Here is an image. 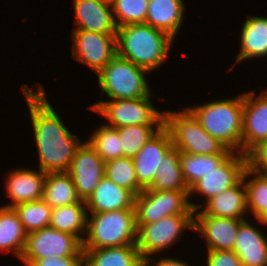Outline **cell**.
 <instances>
[{"mask_svg": "<svg viewBox=\"0 0 267 266\" xmlns=\"http://www.w3.org/2000/svg\"><path fill=\"white\" fill-rule=\"evenodd\" d=\"M146 96L138 99H115L100 101L90 109L104 115L110 122L107 126L119 128L131 125H164V113L156 110Z\"/></svg>", "mask_w": 267, "mask_h": 266, "instance_id": "9c48e42d", "label": "cell"}, {"mask_svg": "<svg viewBox=\"0 0 267 266\" xmlns=\"http://www.w3.org/2000/svg\"><path fill=\"white\" fill-rule=\"evenodd\" d=\"M147 69L116 55L98 74L101 92L112 99H138L151 95Z\"/></svg>", "mask_w": 267, "mask_h": 266, "instance_id": "8992f818", "label": "cell"}, {"mask_svg": "<svg viewBox=\"0 0 267 266\" xmlns=\"http://www.w3.org/2000/svg\"><path fill=\"white\" fill-rule=\"evenodd\" d=\"M247 166L255 172L267 175V141L261 142L247 154Z\"/></svg>", "mask_w": 267, "mask_h": 266, "instance_id": "d590c367", "label": "cell"}, {"mask_svg": "<svg viewBox=\"0 0 267 266\" xmlns=\"http://www.w3.org/2000/svg\"><path fill=\"white\" fill-rule=\"evenodd\" d=\"M76 13L75 30H85L108 35H116L118 26L115 23L112 8L104 0H74Z\"/></svg>", "mask_w": 267, "mask_h": 266, "instance_id": "e0dca14e", "label": "cell"}, {"mask_svg": "<svg viewBox=\"0 0 267 266\" xmlns=\"http://www.w3.org/2000/svg\"><path fill=\"white\" fill-rule=\"evenodd\" d=\"M38 172V173H37ZM32 170H14L7 178V196L13 201L6 207H14L25 202L38 201L43 198L46 172Z\"/></svg>", "mask_w": 267, "mask_h": 266, "instance_id": "d6986e66", "label": "cell"}, {"mask_svg": "<svg viewBox=\"0 0 267 266\" xmlns=\"http://www.w3.org/2000/svg\"><path fill=\"white\" fill-rule=\"evenodd\" d=\"M112 12H115V23L118 27L129 24H146L149 0H112ZM118 17L117 22L115 17Z\"/></svg>", "mask_w": 267, "mask_h": 266, "instance_id": "836d02e7", "label": "cell"}, {"mask_svg": "<svg viewBox=\"0 0 267 266\" xmlns=\"http://www.w3.org/2000/svg\"><path fill=\"white\" fill-rule=\"evenodd\" d=\"M241 50L236 63L253 57L267 56V18L251 16L241 30Z\"/></svg>", "mask_w": 267, "mask_h": 266, "instance_id": "cb8c5ba5", "label": "cell"}, {"mask_svg": "<svg viewBox=\"0 0 267 266\" xmlns=\"http://www.w3.org/2000/svg\"><path fill=\"white\" fill-rule=\"evenodd\" d=\"M231 154L193 155L180 152L182 176L188 188L212 169L219 167Z\"/></svg>", "mask_w": 267, "mask_h": 266, "instance_id": "f1b7e54d", "label": "cell"}, {"mask_svg": "<svg viewBox=\"0 0 267 266\" xmlns=\"http://www.w3.org/2000/svg\"><path fill=\"white\" fill-rule=\"evenodd\" d=\"M13 208L27 233L50 225L52 208L43 199L21 203Z\"/></svg>", "mask_w": 267, "mask_h": 266, "instance_id": "f546056e", "label": "cell"}, {"mask_svg": "<svg viewBox=\"0 0 267 266\" xmlns=\"http://www.w3.org/2000/svg\"><path fill=\"white\" fill-rule=\"evenodd\" d=\"M156 266H189L185 262H182L181 260H176V259H169V258H162L157 261L156 263L154 262V265Z\"/></svg>", "mask_w": 267, "mask_h": 266, "instance_id": "f35d334b", "label": "cell"}, {"mask_svg": "<svg viewBox=\"0 0 267 266\" xmlns=\"http://www.w3.org/2000/svg\"><path fill=\"white\" fill-rule=\"evenodd\" d=\"M51 208L78 203V197L72 177L67 172H47L43 198Z\"/></svg>", "mask_w": 267, "mask_h": 266, "instance_id": "d4e9b609", "label": "cell"}, {"mask_svg": "<svg viewBox=\"0 0 267 266\" xmlns=\"http://www.w3.org/2000/svg\"><path fill=\"white\" fill-rule=\"evenodd\" d=\"M87 217L82 249L113 248L136 244L135 209L91 213Z\"/></svg>", "mask_w": 267, "mask_h": 266, "instance_id": "277c9868", "label": "cell"}, {"mask_svg": "<svg viewBox=\"0 0 267 266\" xmlns=\"http://www.w3.org/2000/svg\"><path fill=\"white\" fill-rule=\"evenodd\" d=\"M255 175L244 185L246 187L247 208L255 218L267 210V175L260 174L248 167V175Z\"/></svg>", "mask_w": 267, "mask_h": 266, "instance_id": "e575fe53", "label": "cell"}, {"mask_svg": "<svg viewBox=\"0 0 267 266\" xmlns=\"http://www.w3.org/2000/svg\"><path fill=\"white\" fill-rule=\"evenodd\" d=\"M183 0H149L146 24L174 38L182 24Z\"/></svg>", "mask_w": 267, "mask_h": 266, "instance_id": "7402d4cb", "label": "cell"}, {"mask_svg": "<svg viewBox=\"0 0 267 266\" xmlns=\"http://www.w3.org/2000/svg\"><path fill=\"white\" fill-rule=\"evenodd\" d=\"M164 126L170 131L173 146L179 152L193 155L233 153L204 131L199 121L187 108L178 113L165 111Z\"/></svg>", "mask_w": 267, "mask_h": 266, "instance_id": "5b68a950", "label": "cell"}, {"mask_svg": "<svg viewBox=\"0 0 267 266\" xmlns=\"http://www.w3.org/2000/svg\"><path fill=\"white\" fill-rule=\"evenodd\" d=\"M84 207H87L86 201L81 200L71 205L52 208L49 226L61 232L72 234L83 242L84 238L80 234L85 233L86 235L88 217Z\"/></svg>", "mask_w": 267, "mask_h": 266, "instance_id": "484cf974", "label": "cell"}, {"mask_svg": "<svg viewBox=\"0 0 267 266\" xmlns=\"http://www.w3.org/2000/svg\"><path fill=\"white\" fill-rule=\"evenodd\" d=\"M153 127V125H131L117 128L123 157L134 158L161 128L153 129Z\"/></svg>", "mask_w": 267, "mask_h": 266, "instance_id": "1f68e13d", "label": "cell"}, {"mask_svg": "<svg viewBox=\"0 0 267 266\" xmlns=\"http://www.w3.org/2000/svg\"><path fill=\"white\" fill-rule=\"evenodd\" d=\"M232 251L243 266H267V239L245 220L239 225Z\"/></svg>", "mask_w": 267, "mask_h": 266, "instance_id": "ffe728a7", "label": "cell"}, {"mask_svg": "<svg viewBox=\"0 0 267 266\" xmlns=\"http://www.w3.org/2000/svg\"><path fill=\"white\" fill-rule=\"evenodd\" d=\"M180 152L172 147L164 156L150 190L189 191L182 176Z\"/></svg>", "mask_w": 267, "mask_h": 266, "instance_id": "83f0119b", "label": "cell"}, {"mask_svg": "<svg viewBox=\"0 0 267 266\" xmlns=\"http://www.w3.org/2000/svg\"><path fill=\"white\" fill-rule=\"evenodd\" d=\"M173 38L148 24L120 26L116 33L117 55L151 71L165 61Z\"/></svg>", "mask_w": 267, "mask_h": 266, "instance_id": "7a4b0ae2", "label": "cell"}, {"mask_svg": "<svg viewBox=\"0 0 267 266\" xmlns=\"http://www.w3.org/2000/svg\"><path fill=\"white\" fill-rule=\"evenodd\" d=\"M28 102L34 138L39 156V169L43 172H67L77 148L81 145L72 135L45 97L40 85L38 92L22 85Z\"/></svg>", "mask_w": 267, "mask_h": 266, "instance_id": "6da1fadb", "label": "cell"}, {"mask_svg": "<svg viewBox=\"0 0 267 266\" xmlns=\"http://www.w3.org/2000/svg\"><path fill=\"white\" fill-rule=\"evenodd\" d=\"M194 216L193 230L206 238L208 250H233L243 220L210 215Z\"/></svg>", "mask_w": 267, "mask_h": 266, "instance_id": "2e32d148", "label": "cell"}, {"mask_svg": "<svg viewBox=\"0 0 267 266\" xmlns=\"http://www.w3.org/2000/svg\"><path fill=\"white\" fill-rule=\"evenodd\" d=\"M135 195L127 189L118 186L107 177H103L86 200L91 213L109 212L121 209H135Z\"/></svg>", "mask_w": 267, "mask_h": 266, "instance_id": "44dd1931", "label": "cell"}, {"mask_svg": "<svg viewBox=\"0 0 267 266\" xmlns=\"http://www.w3.org/2000/svg\"><path fill=\"white\" fill-rule=\"evenodd\" d=\"M83 251L84 266H142L145 263L136 245Z\"/></svg>", "mask_w": 267, "mask_h": 266, "instance_id": "603a6c76", "label": "cell"}, {"mask_svg": "<svg viewBox=\"0 0 267 266\" xmlns=\"http://www.w3.org/2000/svg\"><path fill=\"white\" fill-rule=\"evenodd\" d=\"M243 102L244 96L241 95L234 100L212 101L187 109L210 136L228 150L242 153Z\"/></svg>", "mask_w": 267, "mask_h": 266, "instance_id": "3957f363", "label": "cell"}, {"mask_svg": "<svg viewBox=\"0 0 267 266\" xmlns=\"http://www.w3.org/2000/svg\"><path fill=\"white\" fill-rule=\"evenodd\" d=\"M105 177L137 196L143 189L139 186L133 159L121 157L105 162Z\"/></svg>", "mask_w": 267, "mask_h": 266, "instance_id": "4dcf8cb0", "label": "cell"}, {"mask_svg": "<svg viewBox=\"0 0 267 266\" xmlns=\"http://www.w3.org/2000/svg\"><path fill=\"white\" fill-rule=\"evenodd\" d=\"M72 56L98 73L116 55V35L73 30Z\"/></svg>", "mask_w": 267, "mask_h": 266, "instance_id": "8fae6325", "label": "cell"}, {"mask_svg": "<svg viewBox=\"0 0 267 266\" xmlns=\"http://www.w3.org/2000/svg\"><path fill=\"white\" fill-rule=\"evenodd\" d=\"M27 232L13 207L0 208V250L12 251L20 259Z\"/></svg>", "mask_w": 267, "mask_h": 266, "instance_id": "4316f807", "label": "cell"}, {"mask_svg": "<svg viewBox=\"0 0 267 266\" xmlns=\"http://www.w3.org/2000/svg\"><path fill=\"white\" fill-rule=\"evenodd\" d=\"M243 96L242 154L247 155L261 142L267 141V90L259 97L252 91Z\"/></svg>", "mask_w": 267, "mask_h": 266, "instance_id": "9a60e30c", "label": "cell"}, {"mask_svg": "<svg viewBox=\"0 0 267 266\" xmlns=\"http://www.w3.org/2000/svg\"><path fill=\"white\" fill-rule=\"evenodd\" d=\"M233 152L219 167L207 172L189 188V196L197 192L204 195L208 201L222 191L236 185L243 177L247 167V155ZM236 155V156H235Z\"/></svg>", "mask_w": 267, "mask_h": 266, "instance_id": "4fadbf2b", "label": "cell"}, {"mask_svg": "<svg viewBox=\"0 0 267 266\" xmlns=\"http://www.w3.org/2000/svg\"><path fill=\"white\" fill-rule=\"evenodd\" d=\"M256 219L260 223L267 225V210H264Z\"/></svg>", "mask_w": 267, "mask_h": 266, "instance_id": "ab89813d", "label": "cell"}, {"mask_svg": "<svg viewBox=\"0 0 267 266\" xmlns=\"http://www.w3.org/2000/svg\"><path fill=\"white\" fill-rule=\"evenodd\" d=\"M27 266H84V255L47 257L39 260H21Z\"/></svg>", "mask_w": 267, "mask_h": 266, "instance_id": "8d00e7d4", "label": "cell"}, {"mask_svg": "<svg viewBox=\"0 0 267 266\" xmlns=\"http://www.w3.org/2000/svg\"><path fill=\"white\" fill-rule=\"evenodd\" d=\"M173 147L170 131L163 125L160 130L132 158L135 174L142 189L149 188L165 154Z\"/></svg>", "mask_w": 267, "mask_h": 266, "instance_id": "5bb4252c", "label": "cell"}, {"mask_svg": "<svg viewBox=\"0 0 267 266\" xmlns=\"http://www.w3.org/2000/svg\"><path fill=\"white\" fill-rule=\"evenodd\" d=\"M84 255L82 242L74 235L53 227L27 233L20 260H39L47 257Z\"/></svg>", "mask_w": 267, "mask_h": 266, "instance_id": "30bf717a", "label": "cell"}, {"mask_svg": "<svg viewBox=\"0 0 267 266\" xmlns=\"http://www.w3.org/2000/svg\"><path fill=\"white\" fill-rule=\"evenodd\" d=\"M87 141L104 162L123 157L118 129L103 125Z\"/></svg>", "mask_w": 267, "mask_h": 266, "instance_id": "d6a6232c", "label": "cell"}, {"mask_svg": "<svg viewBox=\"0 0 267 266\" xmlns=\"http://www.w3.org/2000/svg\"><path fill=\"white\" fill-rule=\"evenodd\" d=\"M136 246L142 259L150 266L152 254L175 243L184 228H194V215H169L157 222L136 225Z\"/></svg>", "mask_w": 267, "mask_h": 266, "instance_id": "ba28073f", "label": "cell"}, {"mask_svg": "<svg viewBox=\"0 0 267 266\" xmlns=\"http://www.w3.org/2000/svg\"><path fill=\"white\" fill-rule=\"evenodd\" d=\"M189 191L143 189L135 196L136 225L157 222L169 215H194L202 205L188 202Z\"/></svg>", "mask_w": 267, "mask_h": 266, "instance_id": "52a82bcc", "label": "cell"}, {"mask_svg": "<svg viewBox=\"0 0 267 266\" xmlns=\"http://www.w3.org/2000/svg\"><path fill=\"white\" fill-rule=\"evenodd\" d=\"M248 176L247 166L242 179L236 185L210 198L205 202L204 210L200 212L195 210L194 214L245 220L242 215L247 213L248 208L244 182Z\"/></svg>", "mask_w": 267, "mask_h": 266, "instance_id": "ac0fdd59", "label": "cell"}, {"mask_svg": "<svg viewBox=\"0 0 267 266\" xmlns=\"http://www.w3.org/2000/svg\"><path fill=\"white\" fill-rule=\"evenodd\" d=\"M67 173L72 177L78 197L86 201L105 176V162L84 142L77 148Z\"/></svg>", "mask_w": 267, "mask_h": 266, "instance_id": "7c38bea8", "label": "cell"}, {"mask_svg": "<svg viewBox=\"0 0 267 266\" xmlns=\"http://www.w3.org/2000/svg\"><path fill=\"white\" fill-rule=\"evenodd\" d=\"M207 266H243L232 250H208Z\"/></svg>", "mask_w": 267, "mask_h": 266, "instance_id": "74e56055", "label": "cell"}]
</instances>
